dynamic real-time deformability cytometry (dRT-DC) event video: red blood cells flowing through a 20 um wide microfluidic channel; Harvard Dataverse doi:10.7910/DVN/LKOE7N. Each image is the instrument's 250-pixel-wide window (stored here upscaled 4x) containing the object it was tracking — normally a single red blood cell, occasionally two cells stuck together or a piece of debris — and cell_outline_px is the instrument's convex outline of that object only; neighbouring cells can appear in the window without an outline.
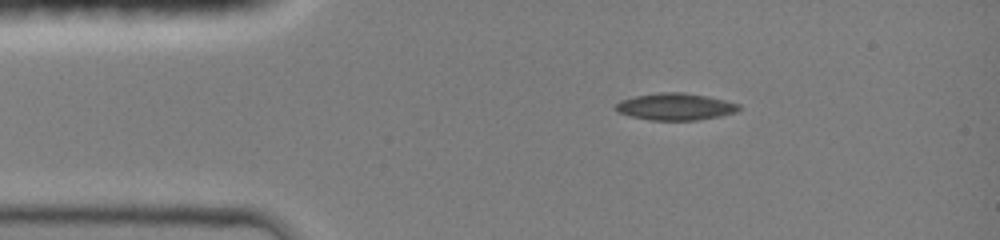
{"species": "common noctule bat (a hibernating species)", "species_latin": "Nyctalus noctula", "temperature_condition": "room temperature", "stored_images_in_passage": 39, "camera_frame_rate_fps": 3000, "um_per_image_px": 0.085, "animal": {"sex": "female", "body_mass_g": 19.0, "forearm_length_mm": 51.5}, "frame": {"image": 1, "passage_image": 1, "time_ms": 0.0, "image_size_px": [1000, 240], "cell_outline_px": [[740, 108], [736, 112], [720, 116], [700, 120], [648, 120], [628, 116], [616, 112], [612, 108], [620, 100], [636, 96], [660, 92], [684, 92], [708, 96], [740, 104]], "centroid_in_image_um": [57.36, 9.07], "position_along_channel_um": 27.6, "area_um2": 19.59}}
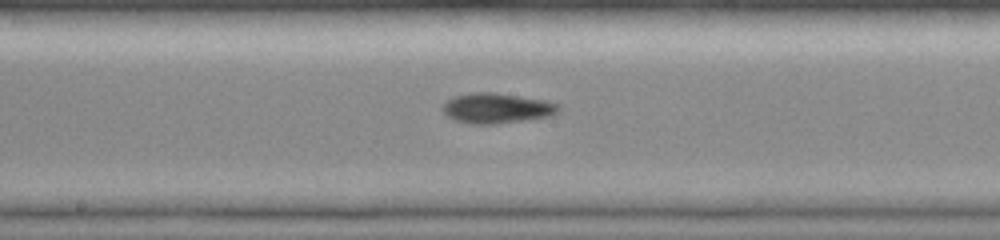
{"frame": {"image": 2, "passage_image": 17, "time_ms": 5.333, "image_size_px": [1000, 240], "cell_outline_px": [[560, 112], [548, 116], [524, 120], [492, 124], [472, 124], [456, 120], [448, 116], [440, 108], [452, 96], [472, 92], [492, 92], [544, 100], [560, 104]], "centroid_in_image_um": [42.21, 9.19], "position_along_channel_um": 206.0, "area_um2": 20.29}}
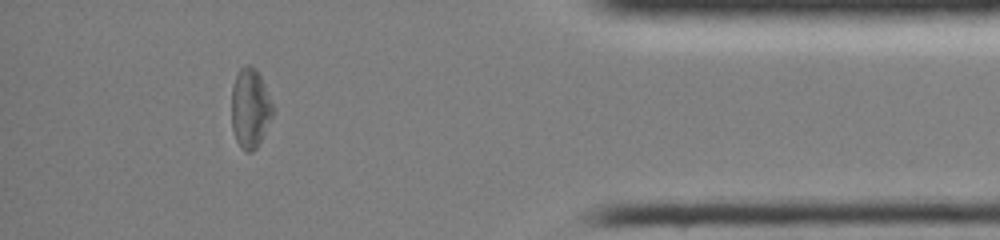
{"frame": {"image": 3, "passage_image": 34, "time_ms": 11.0, "image_size_px": [1000, 240], "cell_outline_px": [[276, 112], [256, 148], [252, 152], [244, 152], [240, 148], [236, 140], [232, 128], [232, 88], [236, 76], [240, 68], [248, 64], [256, 68], [276, 108]], "centroid_in_image_um": [21.3, 9.22], "position_along_channel_um": 413.9, "area_um2": 19.48}, "authors_computed_cell_mechanics": {"area_um2": 19.3052, "velocity_mm_per_s": 4.1691, "shape_relaxation_time_tau1_ms": 4.9156, "shape_relaxation_time_tau2_ms": null, "deformation_change_tau1": 0.1547, "deformation_change_tau2": null}}